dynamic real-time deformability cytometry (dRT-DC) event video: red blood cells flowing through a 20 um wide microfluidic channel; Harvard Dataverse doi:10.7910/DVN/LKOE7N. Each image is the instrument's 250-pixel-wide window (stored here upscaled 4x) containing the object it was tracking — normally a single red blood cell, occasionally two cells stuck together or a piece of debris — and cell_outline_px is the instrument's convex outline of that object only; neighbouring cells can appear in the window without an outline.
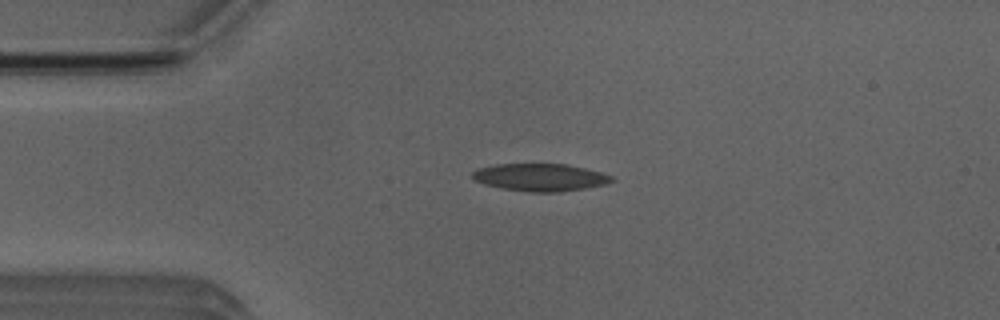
{"species": "Egyptian fruit bat (a non-hibernating species)", "species_latin": "Rousettus aegyptiacus", "temperature_condition": "room temperature", "stored_images_in_passage": 50, "camera_frame_rate_fps": 3000, "um_per_image_px": 0.085, "animal": {"sex": "male"}, "frame": {"image": 1, "passage_image": 10, "time_ms": 3.0, "image_size_px": [1000, 320], "cell_outline_px": [[616, 180], [604, 184], [584, 188], [556, 192], [528, 192], [504, 188], [484, 184], [476, 180], [472, 176], [472, 172], [476, 168], [496, 164], [564, 164], [584, 168], [600, 172], [612, 176]], "centroid_in_image_um": [45.9, 15.07], "position_along_channel_um": 39.1, "area_um2": 22.08}}
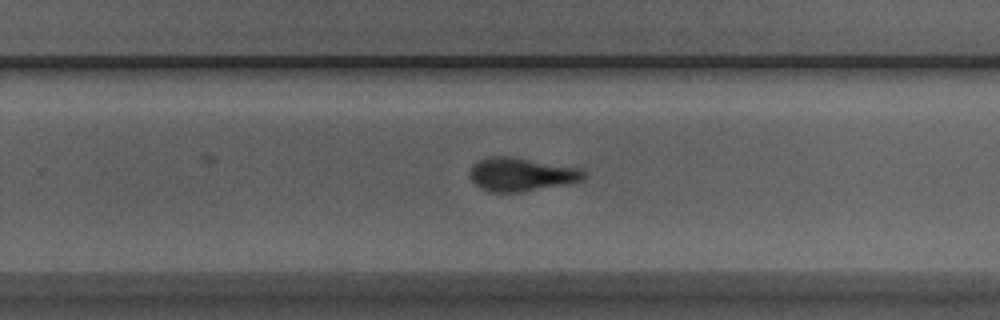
{"frame": {"image": 2, "passage_image": 31, "time_ms": 10.0, "image_size_px": [1000, 320], "cell_outline_px": [[588, 176], [584, 180], [568, 184], [520, 192], [492, 192], [480, 188], [472, 180], [472, 168], [480, 160], [488, 156], [512, 156], [584, 168]], "centroid_in_image_um": [44.43, 14.82], "position_along_channel_um": 285.4, "area_um2": 22.43}}
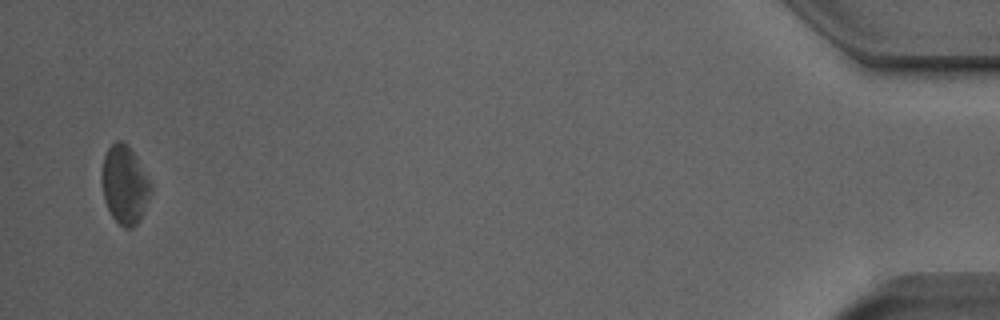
{"frame": {"image": 3, "passage_image": 49, "time_ms": 16.0, "image_size_px": [1000, 320], "cell_outline_px": [[152, 192], [140, 220], [132, 228], [124, 228], [112, 216], [104, 200], [104, 156], [108, 148], [116, 140], [120, 140], [136, 156], [148, 176], [152, 184]], "centroid_in_image_um": [10.65, 15.74], "position_along_channel_um": 424.5, "area_um2": 21.79}}